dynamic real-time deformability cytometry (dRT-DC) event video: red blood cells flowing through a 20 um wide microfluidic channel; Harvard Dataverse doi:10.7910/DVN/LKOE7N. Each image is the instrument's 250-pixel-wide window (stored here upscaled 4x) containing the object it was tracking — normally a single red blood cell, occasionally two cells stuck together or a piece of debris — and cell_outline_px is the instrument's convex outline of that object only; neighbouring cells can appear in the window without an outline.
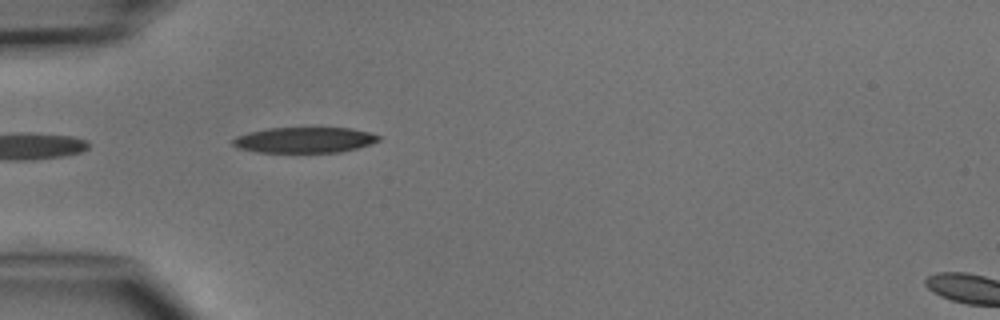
{"species": "common noctule bat (a hibernating species)", "species_latin": "Nyctalus noctula", "temperature_condition": "cold", "stored_images_in_passage": 2, "segment_of_instrument_passage": [1, 2], "camera_frame_rate_fps": 3000, "um_per_image_px": 0.085, "animal": {"sex": "male", "body_mass_g": 15.6}, "frame": {"image": 1, "passage_image": 1, "time_ms": 0.0, "image_size_px": [1000, 320], "cell_outline_px": [[380, 140], [372, 144], [340, 152], [256, 152], [236, 148], [232, 144], [232, 140], [236, 136], [248, 132], [268, 128], [352, 128], [368, 132], [380, 136]], "centroid_in_image_um": [25.85, 11.9], "position_along_channel_um": 59.1, "area_um2": 21.85}}